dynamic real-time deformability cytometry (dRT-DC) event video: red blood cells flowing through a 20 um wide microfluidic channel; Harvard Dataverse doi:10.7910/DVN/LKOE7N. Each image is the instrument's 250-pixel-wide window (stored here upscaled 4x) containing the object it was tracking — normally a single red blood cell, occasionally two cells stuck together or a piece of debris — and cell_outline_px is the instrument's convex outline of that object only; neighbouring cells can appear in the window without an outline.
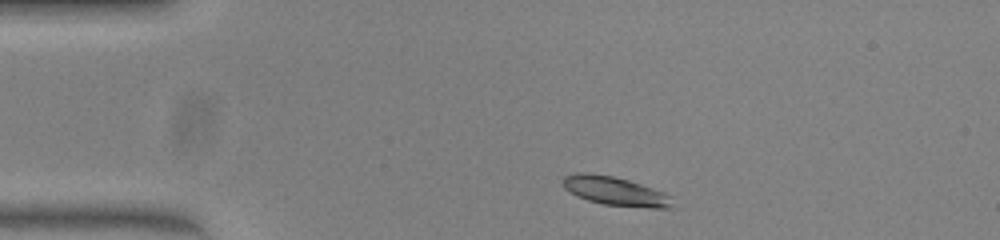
{"species": "common noctule bat (a hibernating species)", "species_latin": "Nyctalus noctula", "temperature_condition": "warm", "stored_images_in_passage": 42, "camera_frame_rate_fps": 3000, "um_per_image_px": 0.085, "animal": {"sex": "female", "body_mass_g": 23.0, "forearm_length_mm": 53.4}, "frame": {"image": 1, "passage_image": 1, "time_ms": 0.0, "image_size_px": [1000, 240], "cell_outline_px": [[672, 208], [648, 208], [604, 204], [588, 200], [576, 196], [564, 188], [560, 180], [564, 176], [576, 172], [584, 172], [612, 176], [628, 180], [664, 192], [672, 196]], "centroid_in_image_um": [52.27, 16.24], "position_along_channel_um": 32.7, "area_um2": 18.5}}
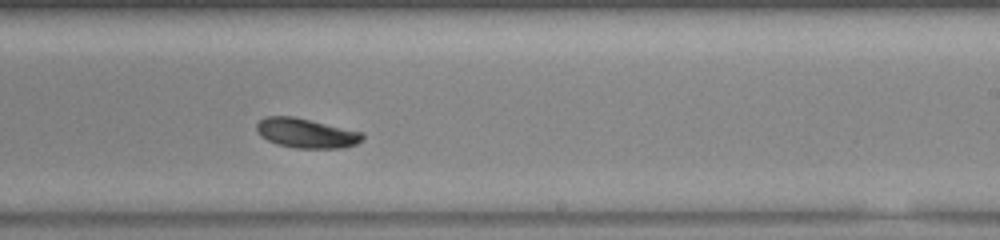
{"frame": {"image": 2, "passage_image": 22, "time_ms": 7.0, "image_size_px": [1000, 240], "cell_outline_px": [[364, 140], [356, 144], [344, 148], [296, 148], [276, 144], [260, 136], [256, 132], [256, 124], [264, 116], [292, 116], [364, 132]], "centroid_in_image_um": [26.03, 11.32], "position_along_channel_um": 263.0, "area_um2": 18.44}}
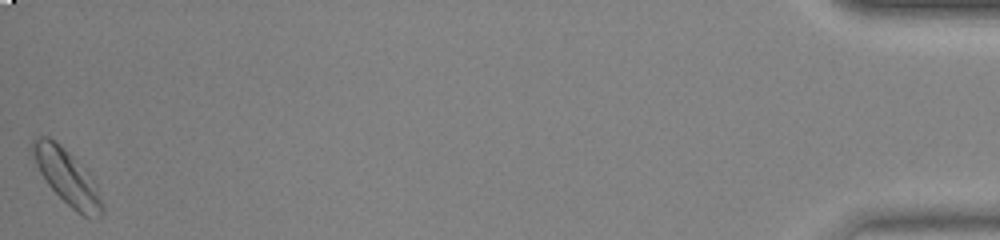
{"frame": {"image": 3, "passage_image": 42, "time_ms": 13.667, "image_size_px": [1000, 240], "cell_outline_px": [[104, 212], [100, 216], [84, 216], [76, 212], [48, 184], [40, 172], [28, 152], [28, 148], [32, 140], [36, 136], [48, 136], [60, 144], [88, 168], [96, 184], [104, 204]], "centroid_in_image_um": [5.68, 14.97], "position_along_channel_um": 429.5, "area_um2": 22.89}, "authors_computed_cell_mechanics": {"area_um2": 18.496, "velocity_mm_per_s": 3.9852, "shape_relaxation_time_tau1_ms": 3.7177, "shape_relaxation_time_tau2_ms": null, "deformation_change_tau1": 0.1498, "deformation_change_tau2": null}}